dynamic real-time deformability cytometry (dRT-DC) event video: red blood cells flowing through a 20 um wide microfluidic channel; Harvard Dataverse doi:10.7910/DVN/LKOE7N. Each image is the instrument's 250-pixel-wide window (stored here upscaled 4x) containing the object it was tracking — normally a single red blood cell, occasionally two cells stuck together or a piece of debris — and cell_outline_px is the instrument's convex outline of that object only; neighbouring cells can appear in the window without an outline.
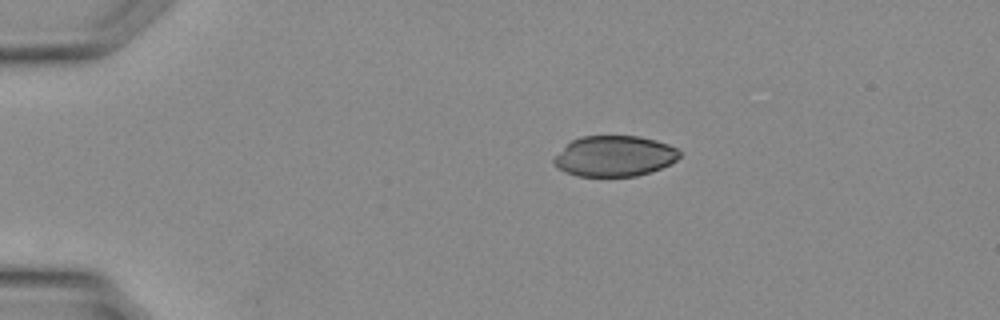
{"species": "Egyptian fruit bat (a non-hibernating species)", "species_latin": "Rousettus aegyptiacus", "temperature_condition": "warm", "stored_images_in_passage": 20, "camera_frame_rate_fps": 3000, "um_per_image_px": 0.085, "animal": {"sex": "female"}, "frame": {"image": 1, "passage_image": 1, "time_ms": 0.0, "image_size_px": [1000, 320], "cell_outline_px": [[680, 156], [672, 164], [636, 176], [576, 176], [564, 172], [556, 168], [552, 164], [552, 160], [572, 140], [580, 136], [640, 136], [656, 140], [668, 144], [676, 148], [680, 152]], "centroid_in_image_um": [52.22, 13.27], "position_along_channel_um": 32.8, "area_um2": 29.82}}
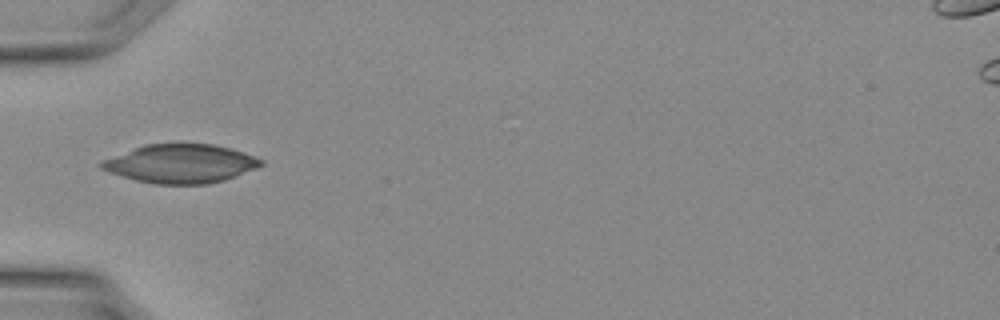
{"frame": {"image": 2, "passage_image": 6, "time_ms": 1.667, "image_size_px": [1000, 320], "cell_outline_px": [[264, 164], [256, 168], [224, 180], [208, 184], [152, 184], [136, 180], [108, 172], [100, 168], [100, 160], [144, 144], [212, 144], [228, 148], [264, 160]], "centroid_in_image_um": [15.3, 13.92], "position_along_channel_um": 69.7, "area_um2": 35.78}}
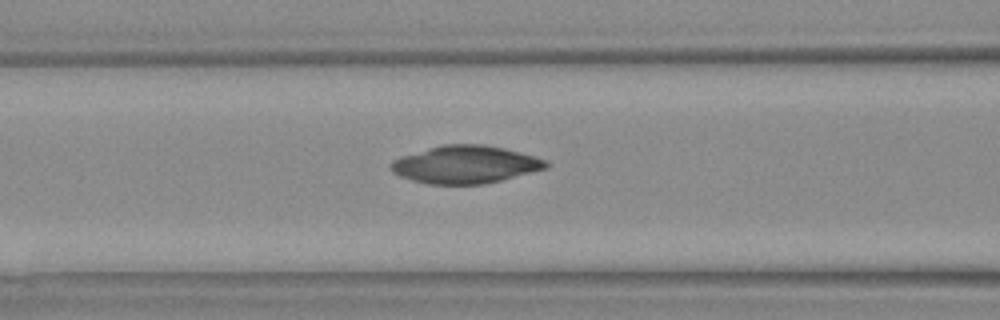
{"frame": {"image": 3, "passage_image": 9, "time_ms": 2.667, "image_size_px": [1000, 320], "cell_outline_px": [[548, 168], [484, 184], [428, 184], [412, 180], [400, 176], [392, 172], [388, 168], [388, 164], [392, 160], [400, 156], [428, 148], [444, 144], [484, 144], [504, 148], [520, 152], [544, 160], [548, 164]], "centroid_in_image_um": [39.49, 13.98], "position_along_channel_um": 127.1, "area_um2": 34.04}}